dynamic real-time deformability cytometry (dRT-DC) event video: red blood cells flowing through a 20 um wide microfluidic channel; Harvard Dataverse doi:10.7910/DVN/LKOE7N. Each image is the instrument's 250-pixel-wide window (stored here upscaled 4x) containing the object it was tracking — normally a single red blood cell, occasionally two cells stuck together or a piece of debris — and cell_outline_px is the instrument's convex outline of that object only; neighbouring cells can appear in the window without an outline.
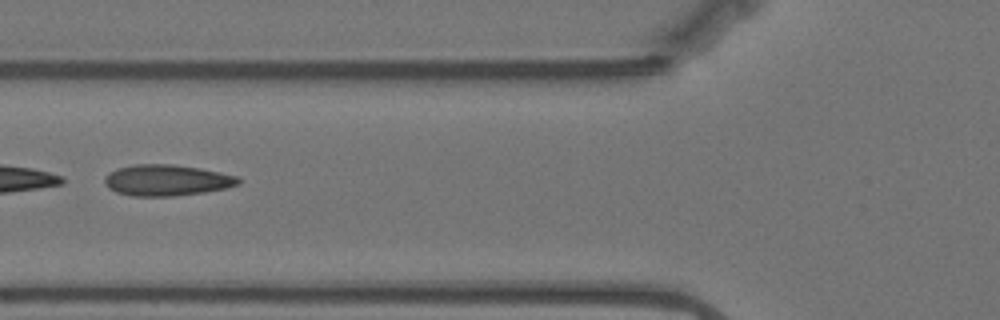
{"species": "Egyptian fruit bat (a non-hibernating species)", "species_latin": "Rousettus aegyptiacus", "temperature_condition": "warm", "stored_images_in_passage": 27, "camera_frame_rate_fps": 3000, "um_per_image_px": 0.085, "animal": {"sex": "female"}, "frame": {"image": 1, "passage_image": 15, "time_ms": 4.667, "image_size_px": [1000, 320], "cell_outline_px": [[240, 184], [224, 188], [204, 192], [172, 196], [132, 196], [116, 192], [108, 188], [104, 184], [104, 176], [108, 172], [132, 164], [172, 164], [200, 168], [220, 172], [236, 176], [240, 180]], "centroid_in_image_um": [14.13, 15.31], "position_along_channel_um": 111.7, "area_um2": 24.28}}
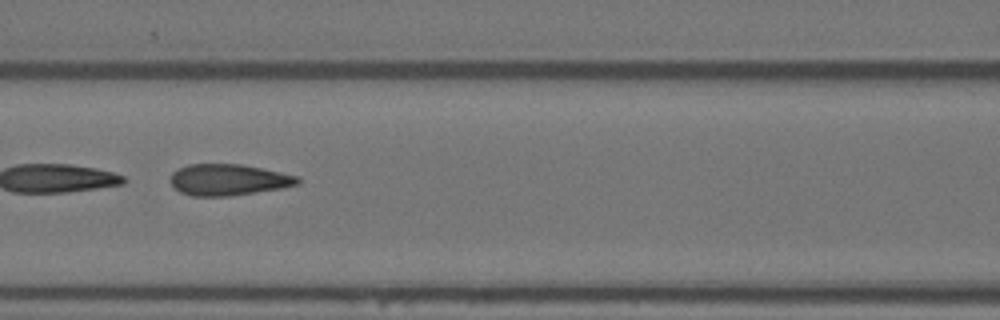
{"frame": {"image": 2, "passage_image": 18, "time_ms": 5.667, "image_size_px": [1000, 320], "cell_outline_px": [[300, 184], [280, 188], [228, 196], [192, 196], [180, 192], [168, 180], [172, 172], [188, 164], [240, 164], [300, 176]], "centroid_in_image_um": [19.4, 15.28], "position_along_channel_um": 147.2, "area_um2": 23.12}}